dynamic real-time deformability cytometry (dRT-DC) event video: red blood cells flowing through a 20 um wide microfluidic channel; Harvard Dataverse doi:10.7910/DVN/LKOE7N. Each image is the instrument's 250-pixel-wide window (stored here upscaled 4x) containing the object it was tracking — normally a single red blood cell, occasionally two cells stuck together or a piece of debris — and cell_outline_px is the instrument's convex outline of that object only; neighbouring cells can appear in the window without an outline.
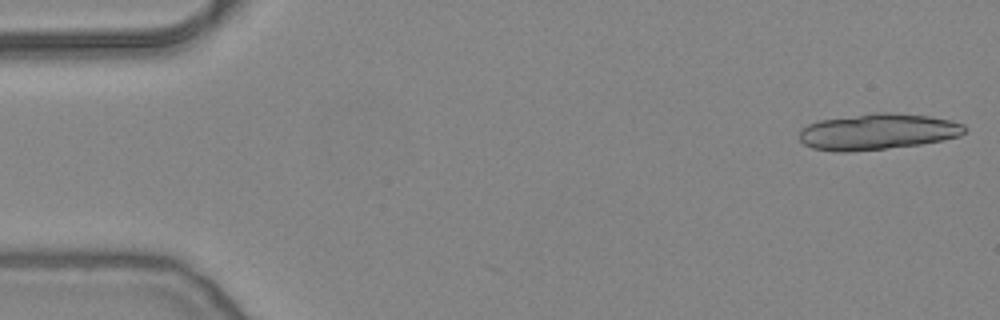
{"species": "common noctule bat (a hibernating species)", "species_latin": "Nyctalus noctula", "temperature_condition": "warm", "stored_images_in_passage": 4, "camera_frame_rate_fps": 3000, "um_per_image_px": 0.085, "animal": {"sex": "female", "body_mass_g": 24.6, "forearm_length_mm": 56.2}, "frame": {"image": 1, "passage_image": 1, "time_ms": 0.0, "image_size_px": [1000, 320], "cell_outline_px": [[968, 128], [960, 136], [944, 140], [920, 144], [848, 152], [836, 152], [812, 148], [804, 144], [800, 140], [800, 132], [808, 124], [820, 120], [876, 112], [888, 112], [928, 116], [952, 120], [964, 124]], "centroid_in_image_um": [74.63, 11.19], "position_along_channel_um": 10.4, "area_um2": 34.68}}